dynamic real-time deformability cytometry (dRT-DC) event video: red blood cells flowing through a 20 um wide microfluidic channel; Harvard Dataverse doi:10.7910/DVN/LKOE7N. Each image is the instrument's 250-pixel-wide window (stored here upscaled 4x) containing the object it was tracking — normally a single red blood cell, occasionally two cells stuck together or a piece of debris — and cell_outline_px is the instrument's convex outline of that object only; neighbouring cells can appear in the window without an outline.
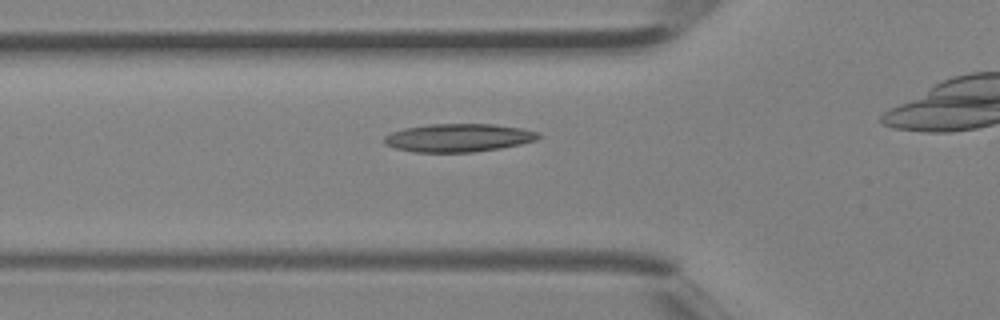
{"species": "Egyptian fruit bat (a non-hibernating species)", "species_latin": "Rousettus aegyptiacus", "temperature_condition": "room temperature", "stored_images_in_passage": 25, "camera_frame_rate_fps": 3000, "um_per_image_px": 0.085, "animal": {"sex": "female"}, "frame": {"image": 1, "passage_image": 6, "time_ms": 1.667, "image_size_px": [1000, 320], "cell_outline_px": [[540, 136], [536, 140], [520, 144], [500, 148], [472, 152], [412, 152], [396, 148], [384, 144], [384, 136], [392, 132], [404, 128], [428, 124], [492, 124], [520, 128], [540, 132]], "centroid_in_image_um": [38.95, 11.71], "position_along_channel_um": 86.9, "area_um2": 25.26}}
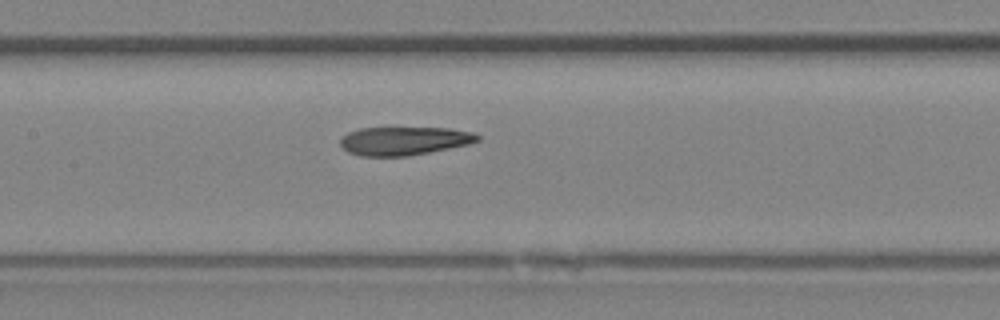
{"frame": {"image": 2, "passage_image": 11, "time_ms": 3.333, "image_size_px": [1000, 320], "cell_outline_px": [[480, 140], [468, 144], [408, 156], [360, 156], [348, 152], [340, 144], [340, 136], [348, 132], [360, 128], [448, 128], [472, 132], [480, 136]], "centroid_in_image_um": [34.31, 11.97], "position_along_channel_um": 173.1, "area_um2": 22.66}}
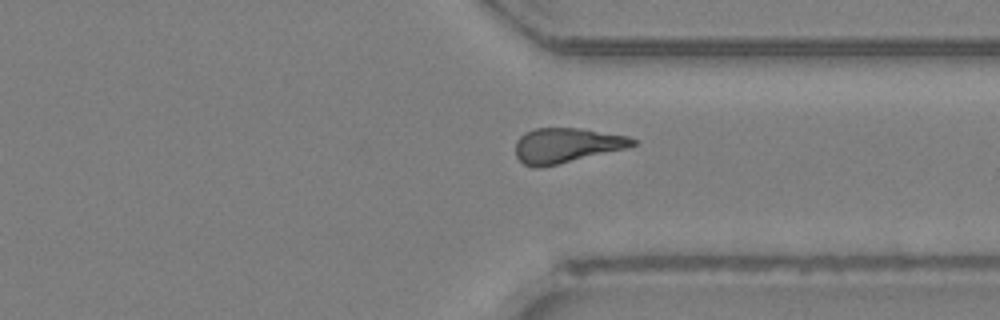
{"frame": {"image": 3, "passage_image": 22, "time_ms": 7.0, "image_size_px": [1000, 320], "cell_outline_px": [[636, 144], [624, 148], [540, 168], [532, 168], [524, 164], [516, 156], [516, 140], [524, 132], [532, 128], [580, 128], [628, 136], [636, 140]], "centroid_in_image_um": [48.08, 12.34], "position_along_channel_um": 363.3, "area_um2": 23.58}}